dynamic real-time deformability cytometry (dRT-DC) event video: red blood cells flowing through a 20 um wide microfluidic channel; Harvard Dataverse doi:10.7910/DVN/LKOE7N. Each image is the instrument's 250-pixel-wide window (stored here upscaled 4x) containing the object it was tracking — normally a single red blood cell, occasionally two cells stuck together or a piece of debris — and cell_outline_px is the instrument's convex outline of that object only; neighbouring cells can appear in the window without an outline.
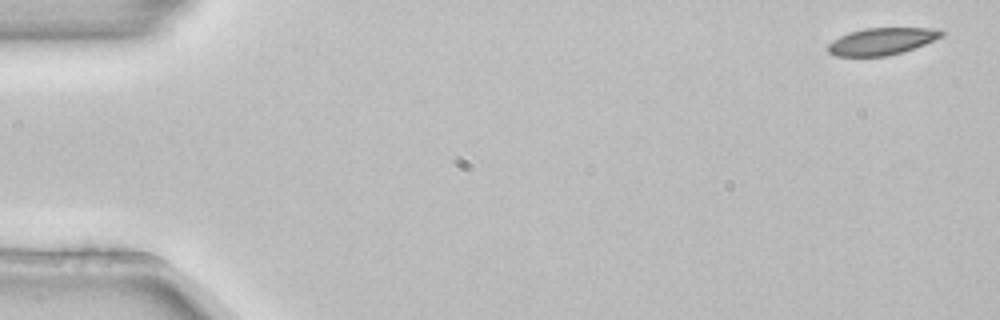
{"species": "common noctule bat (a hibernating species)", "species_latin": "Nyctalus noctula", "temperature_condition": "room temperature", "stored_images_in_passage": 4, "camera_frame_rate_fps": 3000, "um_per_image_px": 0.085, "animal": {"sex": "female", "body_mass_g": 22.7, "forearm_length_mm": 54.2}, "frame": {"image": 1, "passage_image": 1, "time_ms": 0.0, "image_size_px": [1000, 320], "cell_outline_px": [[944, 36], [916, 48], [888, 56], [836, 56], [828, 52], [828, 44], [832, 40], [840, 36], [864, 28], [940, 28], [944, 32]], "centroid_in_image_um": [75.0, 3.51], "position_along_channel_um": 10.0, "area_um2": 17.98}}